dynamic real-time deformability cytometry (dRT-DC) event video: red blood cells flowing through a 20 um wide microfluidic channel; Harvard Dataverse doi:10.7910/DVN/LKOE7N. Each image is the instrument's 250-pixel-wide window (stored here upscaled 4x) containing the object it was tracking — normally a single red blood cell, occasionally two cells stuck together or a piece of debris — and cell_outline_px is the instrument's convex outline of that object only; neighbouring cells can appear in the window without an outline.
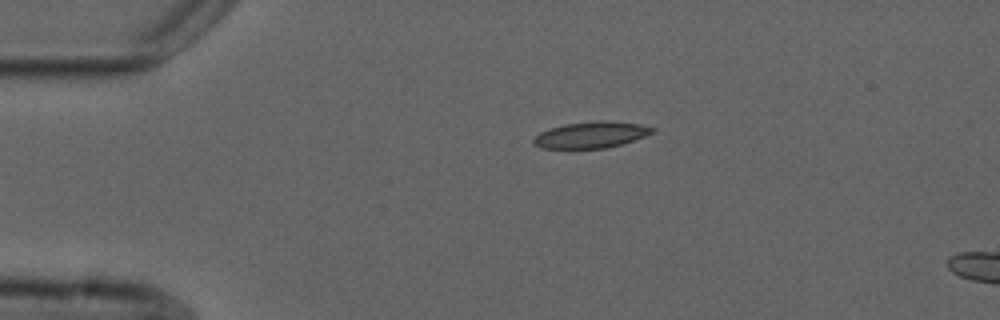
{"species": "common noctule bat (a hibernating species)", "species_latin": "Nyctalus noctula", "temperature_condition": "cold", "stored_images_in_passage": 2, "camera_frame_rate_fps": 3000, "um_per_image_px": 0.085, "animal": {"sex": "male", "forearm_length_mm": 52.5}, "frame": {"image": 1, "passage_image": 1, "time_ms": 0.0, "image_size_px": [1000, 320], "cell_outline_px": [[656, 128], [652, 132], [644, 136], [620, 144], [604, 148], [540, 148], [532, 144], [532, 140], [540, 132], [564, 124], [600, 120], [604, 120], [640, 124]], "centroid_in_image_um": [50.21, 11.45], "position_along_channel_um": 34.8, "area_um2": 17.98}}